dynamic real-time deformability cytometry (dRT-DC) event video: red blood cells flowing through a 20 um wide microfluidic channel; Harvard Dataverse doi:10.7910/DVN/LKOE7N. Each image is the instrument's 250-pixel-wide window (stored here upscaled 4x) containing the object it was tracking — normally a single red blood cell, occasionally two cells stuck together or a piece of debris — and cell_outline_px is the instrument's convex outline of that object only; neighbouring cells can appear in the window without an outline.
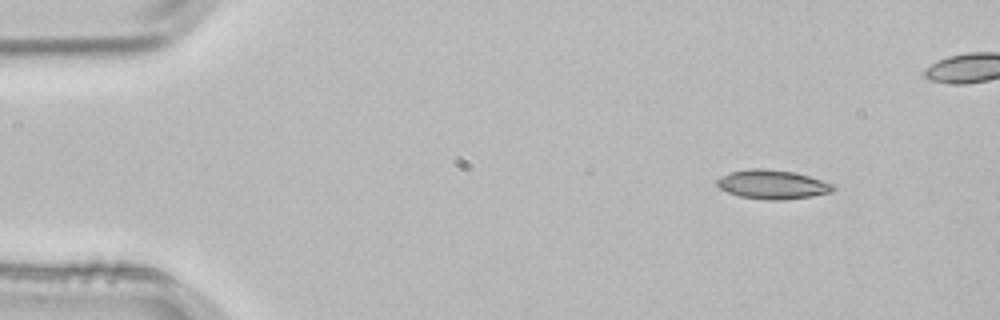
{"species": "common noctule bat (a hibernating species)", "species_latin": "Nyctalus noctula", "temperature_condition": "room temperature", "stored_images_in_passage": 4, "camera_frame_rate_fps": 3000, "um_per_image_px": 0.085, "animal": {"sex": "male", "body_mass_g": 21.5, "forearm_length_mm": 52.0}, "frame": {"image": 1, "passage_image": 2, "time_ms": 0.333, "image_size_px": [1000, 320], "cell_outline_px": [[836, 188], [832, 192], [812, 196], [780, 200], [768, 200], [740, 196], [728, 192], [720, 188], [716, 184], [716, 180], [720, 176], [728, 172], [752, 168], [764, 168], [792, 172], [808, 176], [832, 184]], "centroid_in_image_um": [65.62, 15.67], "position_along_channel_um": 19.4, "area_um2": 19.54}}